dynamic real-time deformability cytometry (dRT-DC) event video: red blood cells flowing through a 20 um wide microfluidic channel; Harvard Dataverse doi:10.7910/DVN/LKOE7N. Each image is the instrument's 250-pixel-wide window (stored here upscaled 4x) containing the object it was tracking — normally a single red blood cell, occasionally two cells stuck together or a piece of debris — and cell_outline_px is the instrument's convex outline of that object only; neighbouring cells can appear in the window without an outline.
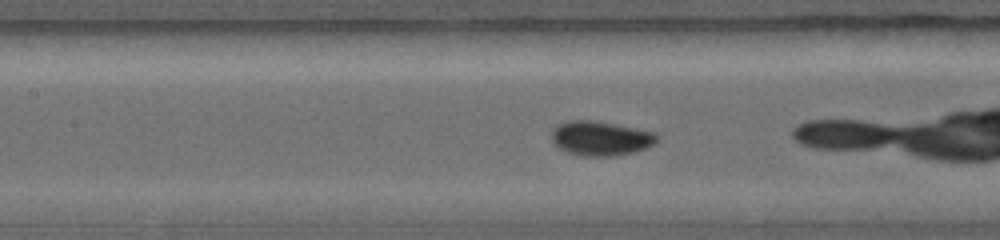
{"species": "common noctule bat (a hibernating species)", "species_latin": "Nyctalus noctula", "temperature_condition": "warm", "stored_images_in_passage": 25, "camera_frame_rate_fps": 5000, "um_per_image_px": 0.085, "animal": {"sex": "female", "body_mass_g": 19.0, "forearm_length_mm": 56.7}, "frame": {"image": 1, "passage_image": 11, "time_ms": 2.0, "image_size_px": [1000, 240], "cell_outline_px": [[660, 136], [648, 148], [632, 152], [612, 156], [580, 156], [568, 152], [560, 148], [552, 140], [552, 128], [556, 124], [568, 120], [596, 120], [656, 132]], "centroid_in_image_um": [51.05, 11.74], "position_along_channel_um": 156.4, "area_um2": 21.33}}
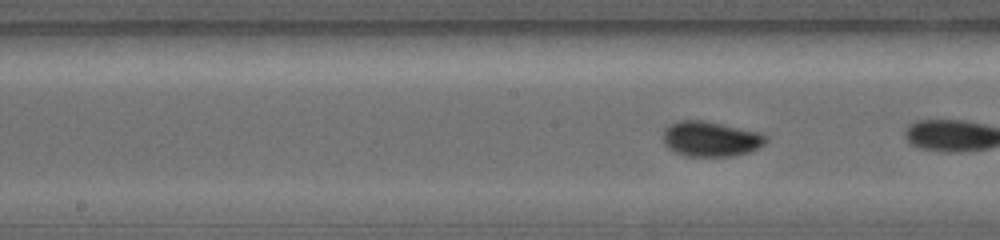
{"frame": {"image": 2, "passage_image": 15, "time_ms": 2.6, "image_size_px": [1000, 240], "cell_outline_px": [[768, 140], [760, 148], [748, 152], [732, 156], [684, 156], [668, 148], [664, 144], [664, 128], [668, 124], [676, 120], [704, 120], [764, 132], [768, 136]], "centroid_in_image_um": [60.45, 11.79], "position_along_channel_um": 187.8, "area_um2": 21.56}}